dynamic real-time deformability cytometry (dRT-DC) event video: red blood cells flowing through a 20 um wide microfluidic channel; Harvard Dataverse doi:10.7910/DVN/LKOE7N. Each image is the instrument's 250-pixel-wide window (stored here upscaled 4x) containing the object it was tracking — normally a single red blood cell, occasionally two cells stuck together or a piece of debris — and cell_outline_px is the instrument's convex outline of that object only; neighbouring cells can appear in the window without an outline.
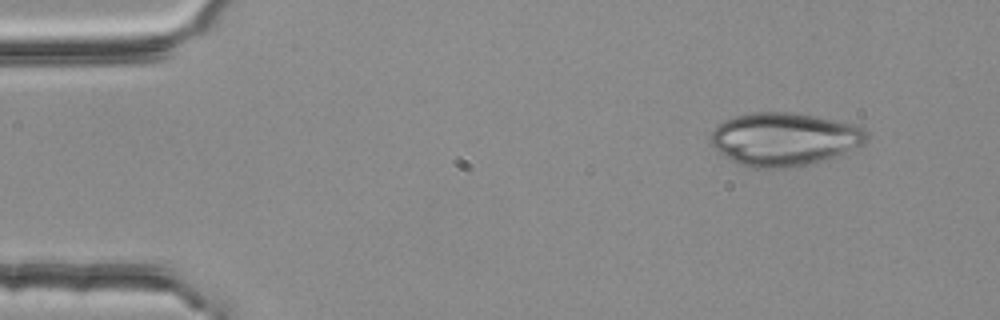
{"species": "common noctule bat (a hibernating species)", "species_latin": "Nyctalus noctula", "temperature_condition": "room temperature", "stored_images_in_passage": 5, "camera_frame_rate_fps": 3000, "um_per_image_px": 0.085, "animal": {"sex": "female", "body_mass_g": 25.1}, "frame": {"image": 1, "passage_image": 1, "time_ms": 0.0, "image_size_px": [1000, 320], "cell_outline_px": [[868, 140], [864, 144], [832, 156], [820, 160], [788, 168], [756, 168], [740, 164], [732, 160], [708, 144], [708, 136], [724, 120], [736, 116], [752, 112], [792, 112], [816, 116], [860, 124], [868, 132]], "centroid_in_image_um": [66.66, 11.8], "position_along_channel_um": 18.3, "area_um2": 48.26}}